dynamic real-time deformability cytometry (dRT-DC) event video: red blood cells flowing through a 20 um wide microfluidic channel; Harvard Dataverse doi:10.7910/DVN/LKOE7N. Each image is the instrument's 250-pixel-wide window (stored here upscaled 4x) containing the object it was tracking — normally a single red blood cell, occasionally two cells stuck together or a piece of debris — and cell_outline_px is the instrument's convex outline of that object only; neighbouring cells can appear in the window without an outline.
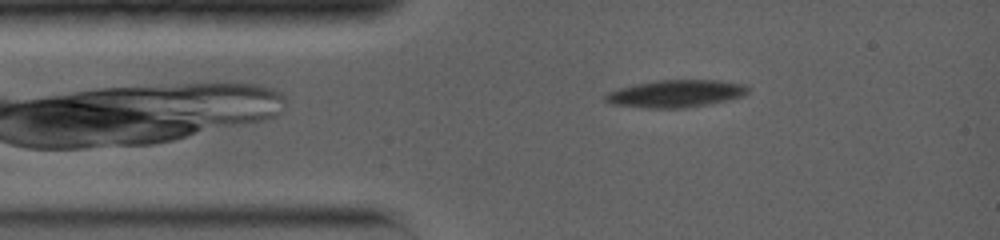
{"species": "common noctule bat (a hibernating species)", "species_latin": "Nyctalus noctula", "temperature_condition": "warm", "stored_images_in_passage": 7, "camera_frame_rate_fps": 5000, "um_per_image_px": 0.085, "animal": {"sex": "female", "body_mass_g": 19.0, "forearm_length_mm": 56.7}, "frame": {"image": 1, "passage_image": 3, "time_ms": 1.6, "image_size_px": [1000, 240], "cell_outline_px": [[748, 92], [744, 96], [728, 100], [708, 104], [684, 108], [644, 108], [612, 104], [604, 100], [604, 96], [608, 92], [620, 88], [636, 84], [656, 80], [720, 80], [744, 84], [748, 88]], "centroid_in_image_um": [57.45, 7.96], "position_along_channel_um": 27.5, "area_um2": 22.77}}
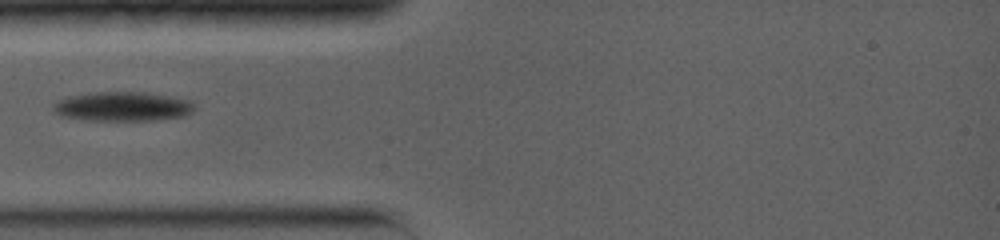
{"frame": {"image": 2, "passage_image": 5, "time_ms": 3.4, "image_size_px": [1000, 240], "cell_outline_px": [[196, 108], [192, 112], [184, 116], [156, 120], [92, 120], [60, 116], [52, 112], [52, 104], [68, 96], [92, 92], [148, 92], [192, 100]], "centroid_in_image_um": [10.44, 9.04], "position_along_channel_um": 74.6, "area_um2": 24.39}}
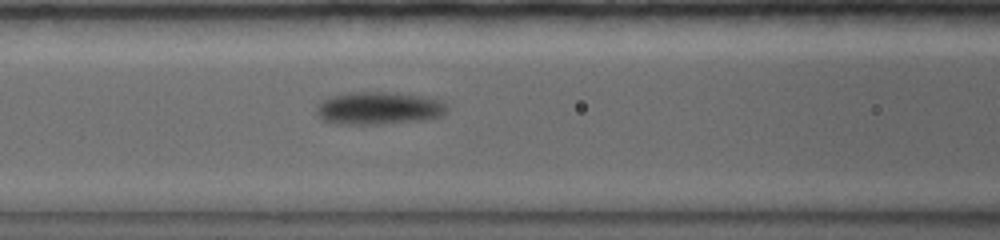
{"frame": {"image": 3, "passage_image": 7, "time_ms": 5.0, "image_size_px": [1000, 240], "cell_outline_px": [[448, 108], [444, 116], [424, 120], [376, 124], [336, 124], [320, 120], [316, 112], [316, 104], [328, 96], [352, 92], [392, 92], [424, 96], [444, 100], [448, 104]], "centroid_in_image_um": [32.21, 9.19], "position_along_channel_um": 134.4, "area_um2": 25.49}}